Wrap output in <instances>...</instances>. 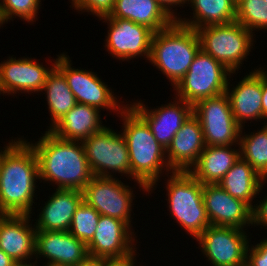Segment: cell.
Listing matches in <instances>:
<instances>
[{
	"instance_id": "cell-1",
	"label": "cell",
	"mask_w": 267,
	"mask_h": 266,
	"mask_svg": "<svg viewBox=\"0 0 267 266\" xmlns=\"http://www.w3.org/2000/svg\"><path fill=\"white\" fill-rule=\"evenodd\" d=\"M38 181H40L39 164L36 153L24 136L19 138L17 136L2 152L0 210L4 214L11 215L35 214L33 212L34 205H37L35 198L40 192Z\"/></svg>"
},
{
	"instance_id": "cell-2",
	"label": "cell",
	"mask_w": 267,
	"mask_h": 266,
	"mask_svg": "<svg viewBox=\"0 0 267 266\" xmlns=\"http://www.w3.org/2000/svg\"><path fill=\"white\" fill-rule=\"evenodd\" d=\"M38 141L24 138L34 149L39 164V183L54 189L83 190L93 174L81 141L58 138L49 130ZM56 185V186H55Z\"/></svg>"
},
{
	"instance_id": "cell-3",
	"label": "cell",
	"mask_w": 267,
	"mask_h": 266,
	"mask_svg": "<svg viewBox=\"0 0 267 266\" xmlns=\"http://www.w3.org/2000/svg\"><path fill=\"white\" fill-rule=\"evenodd\" d=\"M127 144L131 166V181L139 192L148 196L156 190L161 177L171 173L164 149L154 137L146 121L128 104L118 116ZM165 172V173H164ZM138 184V185H137Z\"/></svg>"
},
{
	"instance_id": "cell-4",
	"label": "cell",
	"mask_w": 267,
	"mask_h": 266,
	"mask_svg": "<svg viewBox=\"0 0 267 266\" xmlns=\"http://www.w3.org/2000/svg\"><path fill=\"white\" fill-rule=\"evenodd\" d=\"M199 50L196 30L175 21L154 33L148 63L156 67L174 88L189 70Z\"/></svg>"
},
{
	"instance_id": "cell-5",
	"label": "cell",
	"mask_w": 267,
	"mask_h": 266,
	"mask_svg": "<svg viewBox=\"0 0 267 266\" xmlns=\"http://www.w3.org/2000/svg\"><path fill=\"white\" fill-rule=\"evenodd\" d=\"M164 179L167 211L195 240L210 226L203 201V184L189 172L172 171Z\"/></svg>"
},
{
	"instance_id": "cell-6",
	"label": "cell",
	"mask_w": 267,
	"mask_h": 266,
	"mask_svg": "<svg viewBox=\"0 0 267 266\" xmlns=\"http://www.w3.org/2000/svg\"><path fill=\"white\" fill-rule=\"evenodd\" d=\"M196 32L200 49L232 73H239L243 61H247L256 43V36L236 20L226 24L203 26L196 29Z\"/></svg>"
},
{
	"instance_id": "cell-7",
	"label": "cell",
	"mask_w": 267,
	"mask_h": 266,
	"mask_svg": "<svg viewBox=\"0 0 267 266\" xmlns=\"http://www.w3.org/2000/svg\"><path fill=\"white\" fill-rule=\"evenodd\" d=\"M81 143L93 175L116 177L118 174L131 181L129 152L121 131L106 125Z\"/></svg>"
},
{
	"instance_id": "cell-8",
	"label": "cell",
	"mask_w": 267,
	"mask_h": 266,
	"mask_svg": "<svg viewBox=\"0 0 267 266\" xmlns=\"http://www.w3.org/2000/svg\"><path fill=\"white\" fill-rule=\"evenodd\" d=\"M66 53H59L55 66L63 73L70 90L73 92L76 102L98 108L100 111L113 112L117 116L128 105L114 93L110 85L106 84L102 77L92 69L90 71L72 66V60ZM74 67V68H73ZM119 99V100H118ZM123 104H122V103ZM121 103V104H120Z\"/></svg>"
},
{
	"instance_id": "cell-9",
	"label": "cell",
	"mask_w": 267,
	"mask_h": 266,
	"mask_svg": "<svg viewBox=\"0 0 267 266\" xmlns=\"http://www.w3.org/2000/svg\"><path fill=\"white\" fill-rule=\"evenodd\" d=\"M231 73L200 49L185 76L173 88V95L194 105L199 100L224 94Z\"/></svg>"
},
{
	"instance_id": "cell-10",
	"label": "cell",
	"mask_w": 267,
	"mask_h": 266,
	"mask_svg": "<svg viewBox=\"0 0 267 266\" xmlns=\"http://www.w3.org/2000/svg\"><path fill=\"white\" fill-rule=\"evenodd\" d=\"M121 178L93 175L82 190L83 201L100 215L125 222L135 232L131 215L132 206L136 205L133 203L136 191L128 183H123Z\"/></svg>"
},
{
	"instance_id": "cell-11",
	"label": "cell",
	"mask_w": 267,
	"mask_h": 266,
	"mask_svg": "<svg viewBox=\"0 0 267 266\" xmlns=\"http://www.w3.org/2000/svg\"><path fill=\"white\" fill-rule=\"evenodd\" d=\"M206 146H239L241 126L235 120L226 93L199 100L193 105Z\"/></svg>"
},
{
	"instance_id": "cell-12",
	"label": "cell",
	"mask_w": 267,
	"mask_h": 266,
	"mask_svg": "<svg viewBox=\"0 0 267 266\" xmlns=\"http://www.w3.org/2000/svg\"><path fill=\"white\" fill-rule=\"evenodd\" d=\"M248 231L210 225L196 242L211 266H246L247 248L252 238Z\"/></svg>"
},
{
	"instance_id": "cell-13",
	"label": "cell",
	"mask_w": 267,
	"mask_h": 266,
	"mask_svg": "<svg viewBox=\"0 0 267 266\" xmlns=\"http://www.w3.org/2000/svg\"><path fill=\"white\" fill-rule=\"evenodd\" d=\"M99 20L108 25L103 46L112 58L120 62H129L139 57L149 60L152 38L155 33L153 30L128 19L107 16Z\"/></svg>"
},
{
	"instance_id": "cell-14",
	"label": "cell",
	"mask_w": 267,
	"mask_h": 266,
	"mask_svg": "<svg viewBox=\"0 0 267 266\" xmlns=\"http://www.w3.org/2000/svg\"><path fill=\"white\" fill-rule=\"evenodd\" d=\"M48 61V66L39 62L35 57L23 56L14 58L8 56L0 62V96H16L26 94H37L41 96V91L45 85L48 73L55 66L56 58ZM53 61V63H52ZM51 63V66L49 67ZM39 93V94H38ZM16 94V95H15Z\"/></svg>"
},
{
	"instance_id": "cell-15",
	"label": "cell",
	"mask_w": 267,
	"mask_h": 266,
	"mask_svg": "<svg viewBox=\"0 0 267 266\" xmlns=\"http://www.w3.org/2000/svg\"><path fill=\"white\" fill-rule=\"evenodd\" d=\"M136 234L125 222L100 215L94 236L87 243L89 257L109 260L139 254Z\"/></svg>"
},
{
	"instance_id": "cell-16",
	"label": "cell",
	"mask_w": 267,
	"mask_h": 266,
	"mask_svg": "<svg viewBox=\"0 0 267 266\" xmlns=\"http://www.w3.org/2000/svg\"><path fill=\"white\" fill-rule=\"evenodd\" d=\"M161 106L151 108L145 101L133 100L128 104L146 121L158 143L167 150L176 132L193 114V105L183 99L172 97ZM139 100V101H138ZM133 102V103H132Z\"/></svg>"
},
{
	"instance_id": "cell-17",
	"label": "cell",
	"mask_w": 267,
	"mask_h": 266,
	"mask_svg": "<svg viewBox=\"0 0 267 266\" xmlns=\"http://www.w3.org/2000/svg\"><path fill=\"white\" fill-rule=\"evenodd\" d=\"M88 257L87 244L69 231H36V266L41 258L46 259L42 266H75Z\"/></svg>"
},
{
	"instance_id": "cell-18",
	"label": "cell",
	"mask_w": 267,
	"mask_h": 266,
	"mask_svg": "<svg viewBox=\"0 0 267 266\" xmlns=\"http://www.w3.org/2000/svg\"><path fill=\"white\" fill-rule=\"evenodd\" d=\"M203 201L212 226L252 228V207L218 184H203Z\"/></svg>"
},
{
	"instance_id": "cell-19",
	"label": "cell",
	"mask_w": 267,
	"mask_h": 266,
	"mask_svg": "<svg viewBox=\"0 0 267 266\" xmlns=\"http://www.w3.org/2000/svg\"><path fill=\"white\" fill-rule=\"evenodd\" d=\"M233 74L238 73L230 74L226 94L235 120L245 128L244 125L248 121L253 123L262 121V67L246 72L247 75L242 76L239 82L235 81L236 86L233 85L234 82L230 84L231 77L232 80L235 77Z\"/></svg>"
},
{
	"instance_id": "cell-20",
	"label": "cell",
	"mask_w": 267,
	"mask_h": 266,
	"mask_svg": "<svg viewBox=\"0 0 267 266\" xmlns=\"http://www.w3.org/2000/svg\"><path fill=\"white\" fill-rule=\"evenodd\" d=\"M31 218L4 214L0 219V249L16 263L34 264L36 228Z\"/></svg>"
},
{
	"instance_id": "cell-21",
	"label": "cell",
	"mask_w": 267,
	"mask_h": 266,
	"mask_svg": "<svg viewBox=\"0 0 267 266\" xmlns=\"http://www.w3.org/2000/svg\"><path fill=\"white\" fill-rule=\"evenodd\" d=\"M82 202L81 190L55 189L33 220L36 231H69L73 215Z\"/></svg>"
},
{
	"instance_id": "cell-22",
	"label": "cell",
	"mask_w": 267,
	"mask_h": 266,
	"mask_svg": "<svg viewBox=\"0 0 267 266\" xmlns=\"http://www.w3.org/2000/svg\"><path fill=\"white\" fill-rule=\"evenodd\" d=\"M199 120L192 114L173 137L166 150L171 171L189 172L205 148Z\"/></svg>"
},
{
	"instance_id": "cell-23",
	"label": "cell",
	"mask_w": 267,
	"mask_h": 266,
	"mask_svg": "<svg viewBox=\"0 0 267 266\" xmlns=\"http://www.w3.org/2000/svg\"><path fill=\"white\" fill-rule=\"evenodd\" d=\"M101 116L98 108L77 103L49 131L64 140L83 141L106 126Z\"/></svg>"
},
{
	"instance_id": "cell-24",
	"label": "cell",
	"mask_w": 267,
	"mask_h": 266,
	"mask_svg": "<svg viewBox=\"0 0 267 266\" xmlns=\"http://www.w3.org/2000/svg\"><path fill=\"white\" fill-rule=\"evenodd\" d=\"M240 157V146H205L189 173L202 184H218Z\"/></svg>"
},
{
	"instance_id": "cell-25",
	"label": "cell",
	"mask_w": 267,
	"mask_h": 266,
	"mask_svg": "<svg viewBox=\"0 0 267 266\" xmlns=\"http://www.w3.org/2000/svg\"><path fill=\"white\" fill-rule=\"evenodd\" d=\"M110 17L128 19L154 32L171 26L176 20L156 0H115Z\"/></svg>"
},
{
	"instance_id": "cell-26",
	"label": "cell",
	"mask_w": 267,
	"mask_h": 266,
	"mask_svg": "<svg viewBox=\"0 0 267 266\" xmlns=\"http://www.w3.org/2000/svg\"><path fill=\"white\" fill-rule=\"evenodd\" d=\"M265 183L267 180L263 179L247 161L240 157L218 185L232 197L247 202L253 208L257 196L264 193L262 191Z\"/></svg>"
},
{
	"instance_id": "cell-27",
	"label": "cell",
	"mask_w": 267,
	"mask_h": 266,
	"mask_svg": "<svg viewBox=\"0 0 267 266\" xmlns=\"http://www.w3.org/2000/svg\"><path fill=\"white\" fill-rule=\"evenodd\" d=\"M187 6L193 11L190 12L191 16L182 18L183 15L180 14L176 21L195 30L236 20V0H188Z\"/></svg>"
},
{
	"instance_id": "cell-28",
	"label": "cell",
	"mask_w": 267,
	"mask_h": 266,
	"mask_svg": "<svg viewBox=\"0 0 267 266\" xmlns=\"http://www.w3.org/2000/svg\"><path fill=\"white\" fill-rule=\"evenodd\" d=\"M45 94L47 108L50 116L48 128H52L76 104L73 92L70 90L63 73L54 66L46 77L41 94Z\"/></svg>"
},
{
	"instance_id": "cell-29",
	"label": "cell",
	"mask_w": 267,
	"mask_h": 266,
	"mask_svg": "<svg viewBox=\"0 0 267 266\" xmlns=\"http://www.w3.org/2000/svg\"><path fill=\"white\" fill-rule=\"evenodd\" d=\"M257 131L243 132L241 128L239 146L241 158L247 161L265 180H267V123Z\"/></svg>"
},
{
	"instance_id": "cell-30",
	"label": "cell",
	"mask_w": 267,
	"mask_h": 266,
	"mask_svg": "<svg viewBox=\"0 0 267 266\" xmlns=\"http://www.w3.org/2000/svg\"><path fill=\"white\" fill-rule=\"evenodd\" d=\"M236 21L254 36L267 30V5L264 0H236ZM263 29V30H262Z\"/></svg>"
},
{
	"instance_id": "cell-31",
	"label": "cell",
	"mask_w": 267,
	"mask_h": 266,
	"mask_svg": "<svg viewBox=\"0 0 267 266\" xmlns=\"http://www.w3.org/2000/svg\"><path fill=\"white\" fill-rule=\"evenodd\" d=\"M99 219L100 214L83 201L73 215L69 232L87 244L94 236Z\"/></svg>"
},
{
	"instance_id": "cell-32",
	"label": "cell",
	"mask_w": 267,
	"mask_h": 266,
	"mask_svg": "<svg viewBox=\"0 0 267 266\" xmlns=\"http://www.w3.org/2000/svg\"><path fill=\"white\" fill-rule=\"evenodd\" d=\"M41 4L42 0H0V13L3 22L6 24L17 18L33 25L34 22L36 23Z\"/></svg>"
},
{
	"instance_id": "cell-33",
	"label": "cell",
	"mask_w": 267,
	"mask_h": 266,
	"mask_svg": "<svg viewBox=\"0 0 267 266\" xmlns=\"http://www.w3.org/2000/svg\"><path fill=\"white\" fill-rule=\"evenodd\" d=\"M71 7L79 14L88 12L99 19L110 16L115 0H69Z\"/></svg>"
},
{
	"instance_id": "cell-34",
	"label": "cell",
	"mask_w": 267,
	"mask_h": 266,
	"mask_svg": "<svg viewBox=\"0 0 267 266\" xmlns=\"http://www.w3.org/2000/svg\"><path fill=\"white\" fill-rule=\"evenodd\" d=\"M256 243H249L246 266H267V238L264 237Z\"/></svg>"
},
{
	"instance_id": "cell-35",
	"label": "cell",
	"mask_w": 267,
	"mask_h": 266,
	"mask_svg": "<svg viewBox=\"0 0 267 266\" xmlns=\"http://www.w3.org/2000/svg\"><path fill=\"white\" fill-rule=\"evenodd\" d=\"M252 209V227L267 229V194L265 197L256 201ZM258 226V227H257ZM263 226V227H262Z\"/></svg>"
},
{
	"instance_id": "cell-36",
	"label": "cell",
	"mask_w": 267,
	"mask_h": 266,
	"mask_svg": "<svg viewBox=\"0 0 267 266\" xmlns=\"http://www.w3.org/2000/svg\"><path fill=\"white\" fill-rule=\"evenodd\" d=\"M172 17L177 20L179 18L180 12H178L176 9L177 7L183 8V6H186L188 4V0H156ZM175 8V10L173 9ZM178 12V13H177Z\"/></svg>"
},
{
	"instance_id": "cell-37",
	"label": "cell",
	"mask_w": 267,
	"mask_h": 266,
	"mask_svg": "<svg viewBox=\"0 0 267 266\" xmlns=\"http://www.w3.org/2000/svg\"><path fill=\"white\" fill-rule=\"evenodd\" d=\"M139 257L136 253L135 255L125 258V259H109L105 260L100 258V266H144L142 264L137 265V258Z\"/></svg>"
},
{
	"instance_id": "cell-38",
	"label": "cell",
	"mask_w": 267,
	"mask_h": 266,
	"mask_svg": "<svg viewBox=\"0 0 267 266\" xmlns=\"http://www.w3.org/2000/svg\"><path fill=\"white\" fill-rule=\"evenodd\" d=\"M262 121L267 123V73L262 66Z\"/></svg>"
},
{
	"instance_id": "cell-39",
	"label": "cell",
	"mask_w": 267,
	"mask_h": 266,
	"mask_svg": "<svg viewBox=\"0 0 267 266\" xmlns=\"http://www.w3.org/2000/svg\"><path fill=\"white\" fill-rule=\"evenodd\" d=\"M16 262L0 249V266H13Z\"/></svg>"
},
{
	"instance_id": "cell-40",
	"label": "cell",
	"mask_w": 267,
	"mask_h": 266,
	"mask_svg": "<svg viewBox=\"0 0 267 266\" xmlns=\"http://www.w3.org/2000/svg\"><path fill=\"white\" fill-rule=\"evenodd\" d=\"M75 266H100V258L88 257L86 260Z\"/></svg>"
},
{
	"instance_id": "cell-41",
	"label": "cell",
	"mask_w": 267,
	"mask_h": 266,
	"mask_svg": "<svg viewBox=\"0 0 267 266\" xmlns=\"http://www.w3.org/2000/svg\"><path fill=\"white\" fill-rule=\"evenodd\" d=\"M15 139H11L8 143H6L3 147V149H0V163H1V158H2V152L14 141Z\"/></svg>"
},
{
	"instance_id": "cell-42",
	"label": "cell",
	"mask_w": 267,
	"mask_h": 266,
	"mask_svg": "<svg viewBox=\"0 0 267 266\" xmlns=\"http://www.w3.org/2000/svg\"><path fill=\"white\" fill-rule=\"evenodd\" d=\"M13 266H36L35 264L29 263H15Z\"/></svg>"
},
{
	"instance_id": "cell-43",
	"label": "cell",
	"mask_w": 267,
	"mask_h": 266,
	"mask_svg": "<svg viewBox=\"0 0 267 266\" xmlns=\"http://www.w3.org/2000/svg\"><path fill=\"white\" fill-rule=\"evenodd\" d=\"M3 25H5V23L3 22V19H2L1 13H0V29H1V27L3 28Z\"/></svg>"
},
{
	"instance_id": "cell-44",
	"label": "cell",
	"mask_w": 267,
	"mask_h": 266,
	"mask_svg": "<svg viewBox=\"0 0 267 266\" xmlns=\"http://www.w3.org/2000/svg\"><path fill=\"white\" fill-rule=\"evenodd\" d=\"M4 216V213L0 210V219Z\"/></svg>"
}]
</instances>
